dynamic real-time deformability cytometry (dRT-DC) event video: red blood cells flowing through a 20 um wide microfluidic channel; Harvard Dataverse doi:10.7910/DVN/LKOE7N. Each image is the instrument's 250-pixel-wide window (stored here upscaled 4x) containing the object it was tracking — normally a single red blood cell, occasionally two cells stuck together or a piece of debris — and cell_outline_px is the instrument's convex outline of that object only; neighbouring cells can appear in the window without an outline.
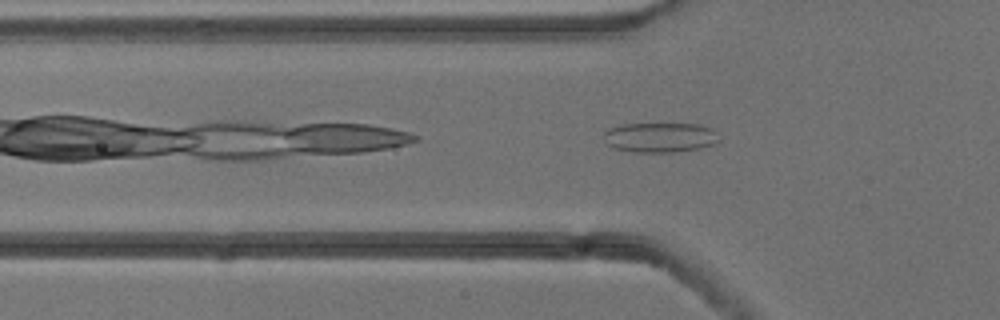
{"species": "common noctule bat (a hibernating species)", "species_latin": "Nyctalus noctula", "temperature_condition": "cold", "stored_images_in_passage": 39, "camera_frame_rate_fps": 3000, "um_per_image_px": 0.085, "animal": {"sex": "male", "body_mass_g": 13.3}, "frame": {"image": 1, "passage_image": 4, "time_ms": 1.0, "image_size_px": [1000, 320], "cell_outline_px": [[720, 140], [712, 144], [700, 148], [672, 152], [632, 152], [616, 148], [608, 144], [604, 132], [608, 128], [620, 124], [700, 124], [712, 128], [716, 132]], "centroid_in_image_um": [56.12, 11.67], "position_along_channel_um": 69.7, "area_um2": 19.94}}
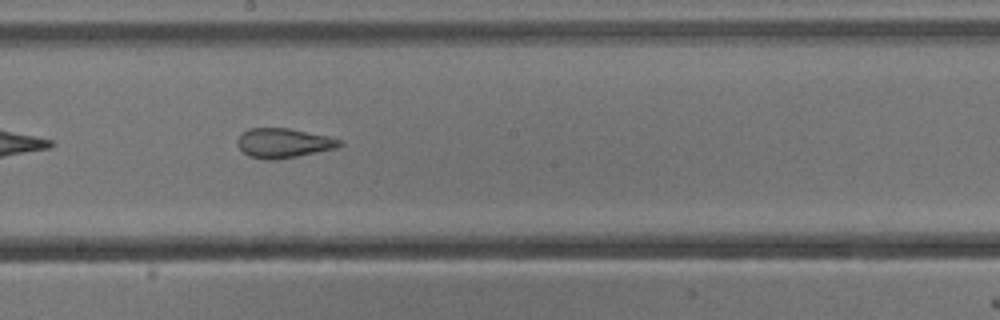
{"frame": {"image": 2, "passage_image": 16, "time_ms": 5.0, "image_size_px": [1000, 320], "cell_outline_px": [[344, 144], [336, 148], [296, 156], [272, 160], [264, 160], [248, 156], [236, 144], [236, 140], [248, 128], [288, 128], [328, 136], [340, 140]], "centroid_in_image_um": [24.07, 12.16], "position_along_channel_um": 224.1, "area_um2": 17.46}}
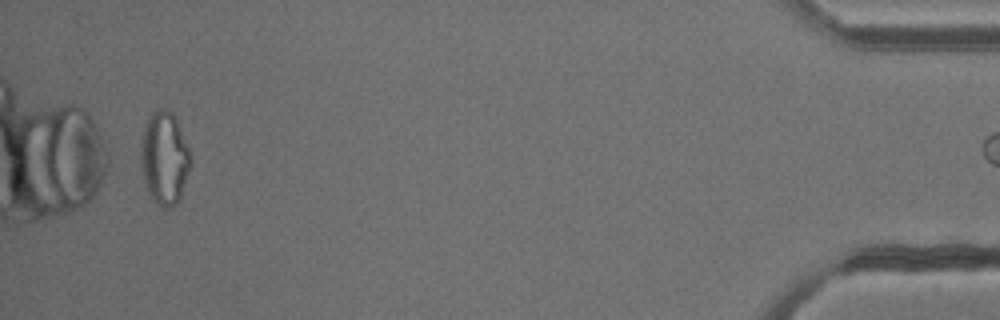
{"frame": {"image": 3, "passage_image": 38, "time_ms": 12.333, "image_size_px": [1000, 320], "cell_outline_px": [[192, 160], [180, 196], [176, 204], [168, 208], [164, 208], [156, 204], [152, 200], [148, 192], [144, 180], [140, 164], [140, 148], [144, 124], [148, 116], [156, 108], [160, 108], [172, 112], [176, 120], [188, 148]], "centroid_in_image_um": [13.94, 13.43], "position_along_channel_um": 421.3, "area_um2": 26.93}}